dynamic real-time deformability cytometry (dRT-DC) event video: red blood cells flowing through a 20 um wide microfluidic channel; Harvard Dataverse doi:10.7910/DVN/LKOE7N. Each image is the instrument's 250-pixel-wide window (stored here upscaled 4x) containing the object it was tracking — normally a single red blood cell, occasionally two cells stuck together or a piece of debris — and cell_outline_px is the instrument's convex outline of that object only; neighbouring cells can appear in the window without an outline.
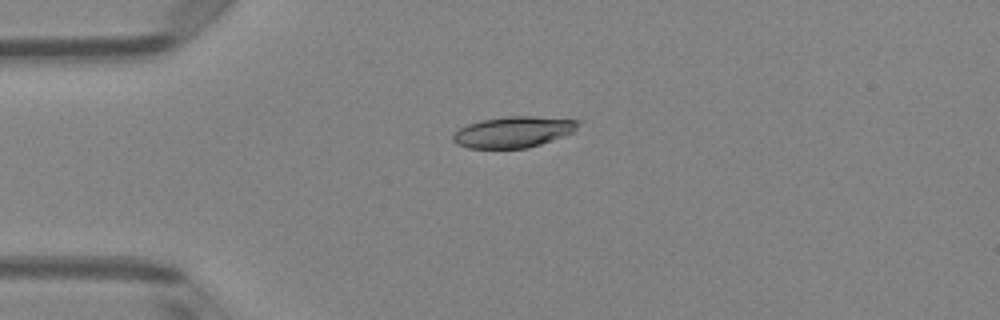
{"species": "Egyptian fruit bat (a non-hibernating species)", "species_latin": "Rousettus aegyptiacus", "temperature_condition": "room temperature", "stored_images_in_passage": 6, "camera_frame_rate_fps": 3000, "um_per_image_px": 0.085, "animal": {"sex": "female"}, "frame": {"image": 1, "passage_image": 4, "time_ms": 1.0, "image_size_px": [1000, 320], "cell_outline_px": [[580, 124], [576, 132], [528, 148], [468, 148], [456, 144], [452, 140], [452, 136], [460, 128], [468, 124], [480, 120], [508, 116], [532, 116], [580, 120]], "centroid_in_image_um": [43.67, 11.21], "position_along_channel_um": 41.3, "area_um2": 22.77}}
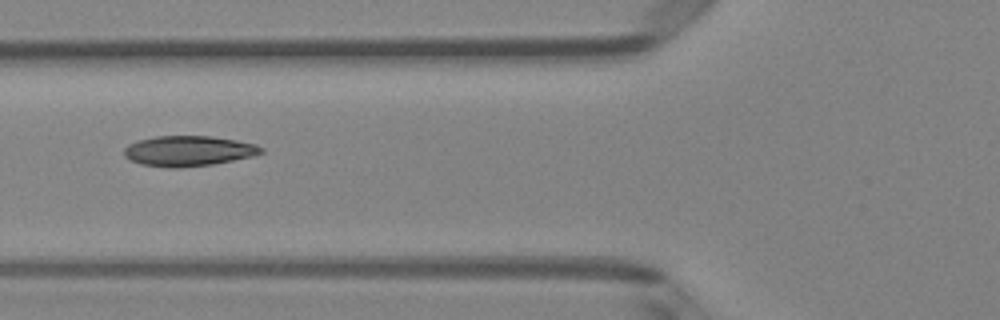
{"frame": {"image": 2, "passage_image": 6, "time_ms": 1.667, "image_size_px": [1000, 320], "cell_outline_px": [[264, 152], [252, 156], [212, 164], [180, 168], [168, 168], [140, 164], [128, 160], [124, 156], [124, 148], [128, 144], [140, 140], [156, 136], [212, 136], [236, 140], [256, 144], [264, 148]], "centroid_in_image_um": [16.0, 12.83], "position_along_channel_um": 109.8, "area_um2": 24.33}}